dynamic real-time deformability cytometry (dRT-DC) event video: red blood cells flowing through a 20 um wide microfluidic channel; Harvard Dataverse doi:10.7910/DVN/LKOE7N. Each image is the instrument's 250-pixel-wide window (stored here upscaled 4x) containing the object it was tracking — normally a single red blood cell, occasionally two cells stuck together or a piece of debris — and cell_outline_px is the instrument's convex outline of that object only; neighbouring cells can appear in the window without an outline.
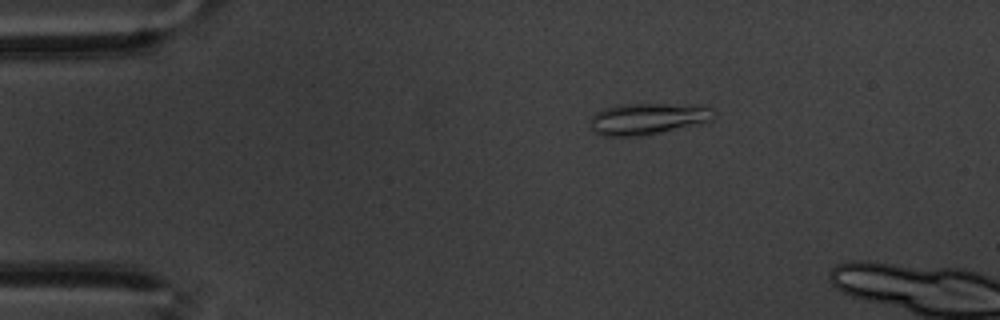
{"species": "common noctule bat (a hibernating species)", "species_latin": "Nyctalus noctula", "temperature_condition": "warm", "stored_images_in_passage": 15, "camera_frame_rate_fps": 3000, "um_per_image_px": 0.085, "animal": {"sex": "male", "body_mass_g": 20.1, "forearm_length_mm": 53.5}, "frame": {"image": 1, "passage_image": 11, "time_ms": 3.333, "image_size_px": [1000, 320], "cell_outline_px": [[716, 116], [712, 120], [700, 124], [640, 136], [604, 136], [596, 132], [592, 128], [592, 116], [596, 112], [604, 108], [628, 104], [708, 104], [716, 112]], "centroid_in_image_um": [55.19, 10.07], "position_along_channel_um": 29.8, "area_um2": 22.83}}